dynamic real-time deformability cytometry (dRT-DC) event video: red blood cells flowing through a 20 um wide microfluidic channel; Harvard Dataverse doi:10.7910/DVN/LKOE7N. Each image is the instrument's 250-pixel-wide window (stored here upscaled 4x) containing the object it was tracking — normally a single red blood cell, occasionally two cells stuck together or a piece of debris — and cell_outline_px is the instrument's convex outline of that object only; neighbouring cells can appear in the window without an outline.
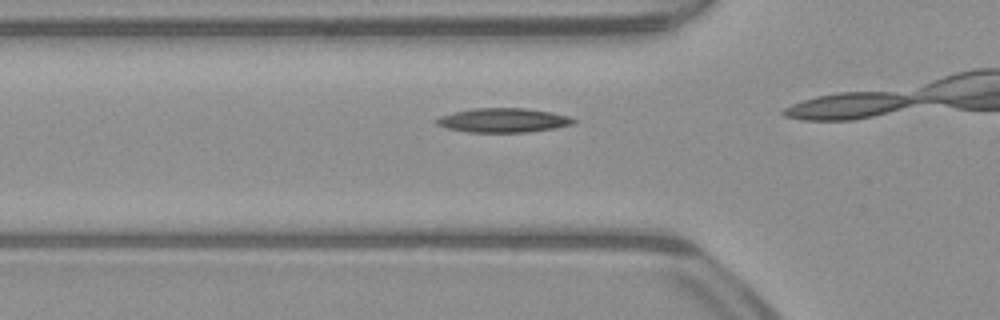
{"species": "common noctule bat (a hibernating species)", "species_latin": "Nyctalus noctula", "temperature_condition": "warm", "stored_images_in_passage": 14, "camera_frame_rate_fps": 3000, "um_per_image_px": 0.085, "animal": {"sex": "male", "body_mass_g": 23.1, "forearm_length_mm": 52.7}, "frame": {"image": 1, "passage_image": 12, "time_ms": 3.667, "image_size_px": [1000, 320], "cell_outline_px": [[576, 120], [572, 124], [556, 128], [528, 132], [468, 132], [448, 128], [436, 124], [432, 120], [440, 116], [456, 112], [476, 108], [524, 108], [552, 112], [568, 116]], "centroid_in_image_um": [42.77, 10.22], "position_along_channel_um": 83.0, "area_um2": 19.25}}